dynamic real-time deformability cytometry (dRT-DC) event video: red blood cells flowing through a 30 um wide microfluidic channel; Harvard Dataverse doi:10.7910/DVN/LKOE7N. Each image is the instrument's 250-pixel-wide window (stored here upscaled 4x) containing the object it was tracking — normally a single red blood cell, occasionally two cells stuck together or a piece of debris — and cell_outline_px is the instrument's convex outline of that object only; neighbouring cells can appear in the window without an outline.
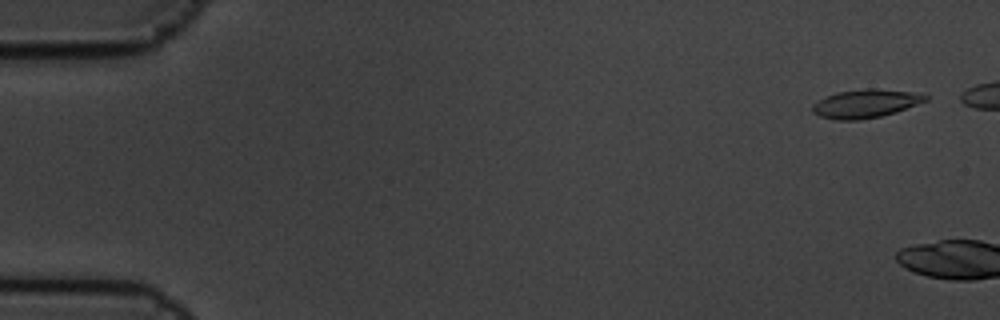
{"species": "common noctule bat (a hibernating species)", "species_latin": "Nyctalus noctula", "temperature_condition": "cold", "stored_images_in_passage": 2, "camera_frame_rate_fps": 3000, "um_per_image_px": 0.085, "animal": {"sex": "male", "body_mass_g": 19.5, "forearm_length_mm": 54.6}, "frame": {"image": 1, "passage_image": 1, "time_ms": 0.0, "image_size_px": [1000, 320], "cell_outline_px": [[928, 100], [896, 112], [880, 116], [860, 120], [836, 120], [820, 116], [812, 112], [812, 104], [828, 96], [840, 92], [868, 88], [872, 88], [924, 92], [928, 96]], "centroid_in_image_um": [73.64, 8.8], "position_along_channel_um": 11.4, "area_um2": 18.79}}